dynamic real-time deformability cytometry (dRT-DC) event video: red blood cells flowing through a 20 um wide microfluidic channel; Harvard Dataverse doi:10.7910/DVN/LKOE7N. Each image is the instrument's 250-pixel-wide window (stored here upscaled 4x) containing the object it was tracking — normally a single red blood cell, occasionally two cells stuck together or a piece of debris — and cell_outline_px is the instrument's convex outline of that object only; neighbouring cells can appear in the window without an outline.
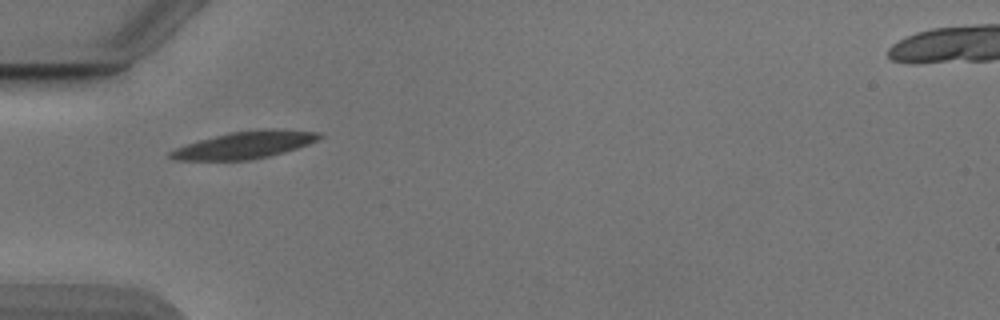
{"species": "Egyptian fruit bat (a non-hibernating species)", "species_latin": "Rousettus aegyptiacus", "temperature_condition": "cold", "stored_images_in_passage": 34, "camera_frame_rate_fps": 3000, "um_per_image_px": 0.085, "animal": {"sex": "male"}, "frame": {"image": 1, "passage_image": 1, "time_ms": 0.0, "image_size_px": [1000, 320], "cell_outline_px": [[324, 136], [308, 144], [284, 152], [268, 156], [248, 160], [176, 160], [168, 156], [168, 152], [176, 148], [200, 140], [232, 132], [268, 128], [284, 128], [320, 132]], "centroid_in_image_um": [20.86, 12.31], "position_along_channel_um": 64.1, "area_um2": 23.47}}
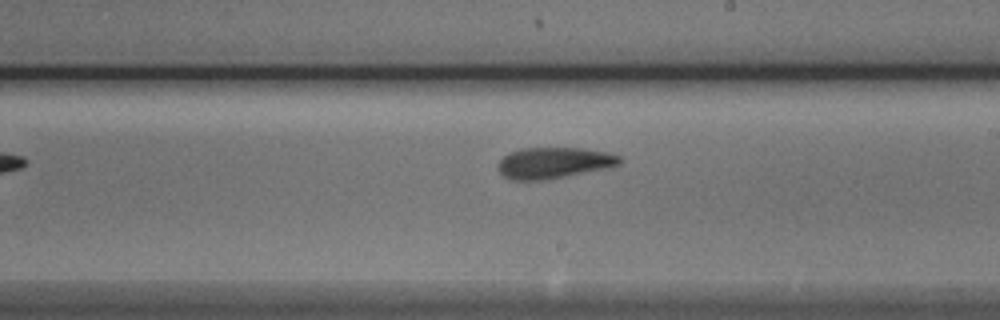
{"frame": {"image": 2, "passage_image": 15, "time_ms": 4.667, "image_size_px": [1000, 320], "cell_outline_px": [[624, 160], [620, 164], [608, 168], [544, 180], [512, 180], [504, 176], [496, 168], [496, 164], [508, 152], [520, 148], [580, 148], [604, 152], [620, 156]], "centroid_in_image_um": [47.04, 13.84], "position_along_channel_um": 242.0, "area_um2": 22.14}}
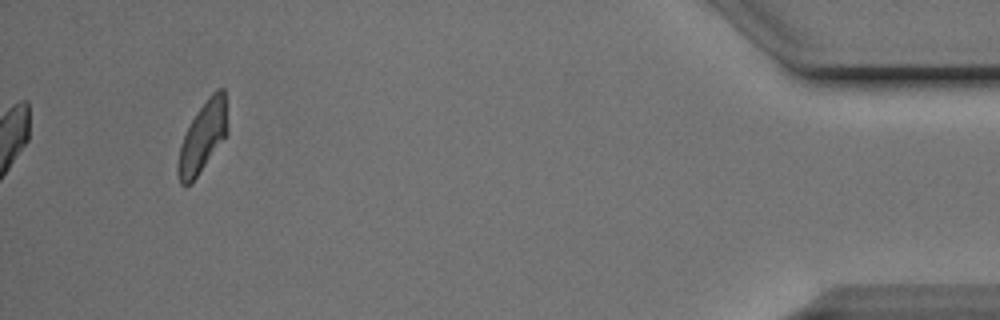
{"frame": {"image": 3, "passage_image": 34, "time_ms": 11.0, "image_size_px": [1000, 320], "cell_outline_px": [[228, 132], [192, 184], [184, 188], [180, 184], [176, 172], [176, 168], [180, 144], [196, 112], [208, 96], [216, 88], [224, 88], [228, 128]], "centroid_in_image_um": [17.21, 11.68], "position_along_channel_um": 418.0, "area_um2": 20.52}, "authors_computed_cell_mechanics": {"area_um2": 21.5883, "velocity_mm_per_s": 3.8728, "shape_relaxation_time_tau1_ms": 7.1414, "shape_relaxation_time_tau2_ms": 5.9602, "deformation_change_tau1": 0.1761, "deformation_change_tau2": 0.1466}}